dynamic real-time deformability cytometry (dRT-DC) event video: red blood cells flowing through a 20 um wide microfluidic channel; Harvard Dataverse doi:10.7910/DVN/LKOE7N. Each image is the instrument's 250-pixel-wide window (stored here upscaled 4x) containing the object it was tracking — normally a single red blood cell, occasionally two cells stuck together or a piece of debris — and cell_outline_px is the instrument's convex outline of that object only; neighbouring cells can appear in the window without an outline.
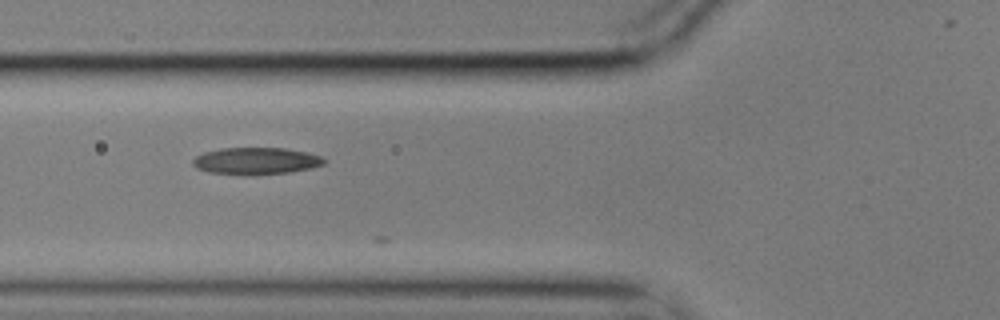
{"species": "common noctule bat (a hibernating species)", "species_latin": "Nyctalus noctula", "temperature_condition": "cold", "stored_images_in_passage": 7, "camera_frame_rate_fps": 3000, "um_per_image_px": 0.085, "animal": {"sex": "male", "body_mass_g": 17.9}, "frame": {"image": 1, "passage_image": 6, "time_ms": 1.667, "image_size_px": [1000, 320], "cell_outline_px": [[328, 160], [324, 164], [312, 168], [288, 172], [208, 172], [196, 168], [192, 164], [192, 160], [196, 156], [204, 152], [220, 148], [284, 148], [308, 152], [320, 156]], "centroid_in_image_um": [21.8, 13.63], "position_along_channel_um": 104.0, "area_um2": 19.77}}